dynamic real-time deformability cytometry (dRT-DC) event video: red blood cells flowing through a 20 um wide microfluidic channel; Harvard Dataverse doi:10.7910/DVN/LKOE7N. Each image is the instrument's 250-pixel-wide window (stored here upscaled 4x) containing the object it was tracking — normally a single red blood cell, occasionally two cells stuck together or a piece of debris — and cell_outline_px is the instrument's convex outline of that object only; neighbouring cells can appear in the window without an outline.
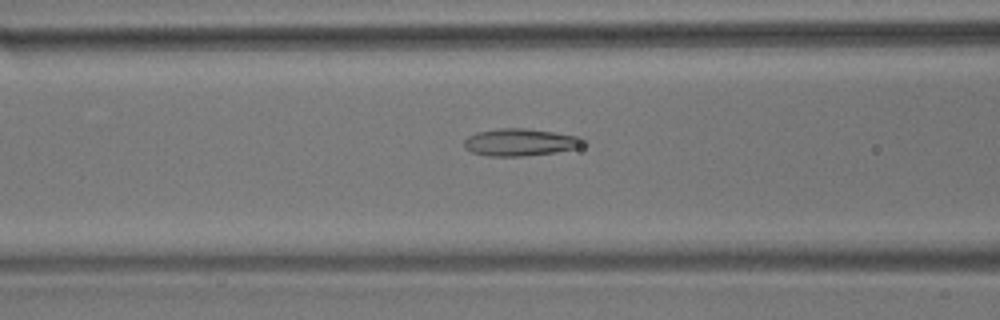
{"species": "common noctule bat (a hibernating species)", "species_latin": "Nyctalus noctula", "temperature_condition": "room temperature", "stored_images_in_passage": 51, "camera_frame_rate_fps": 3000, "um_per_image_px": 0.085, "animal": {"sex": "male", "body_mass_g": 17.9}, "frame": {"image": 1, "passage_image": 23, "time_ms": 7.333, "image_size_px": [1000, 320], "cell_outline_px": [[588, 144], [576, 148], [556, 152], [524, 156], [488, 156], [472, 152], [464, 148], [464, 140], [468, 136], [476, 132], [500, 128], [524, 128], [580, 136], [588, 140]], "centroid_in_image_um": [44.26, 12.09], "position_along_channel_um": 122.3, "area_um2": 19.13}}
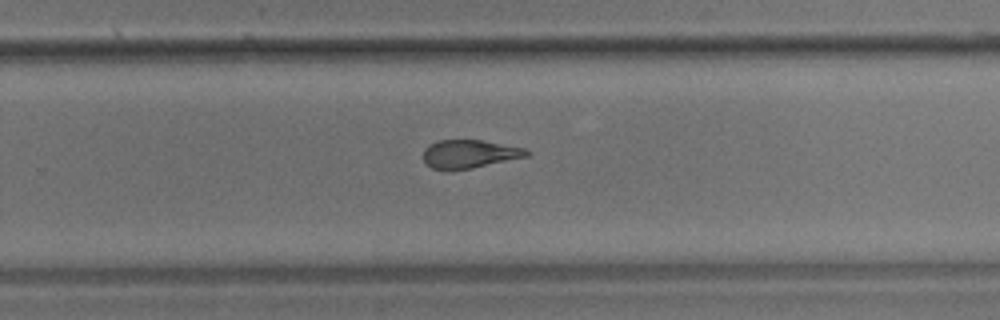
{"frame": {"image": 2, "passage_image": 37, "time_ms": 12.0, "image_size_px": [1000, 320], "cell_outline_px": [[532, 152], [528, 156], [472, 168], [432, 168], [424, 164], [424, 148], [428, 144], [436, 140], [484, 140], [524, 148]], "centroid_in_image_um": [39.91, 13.06], "position_along_channel_um": 289.9, "area_um2": 16.88}}
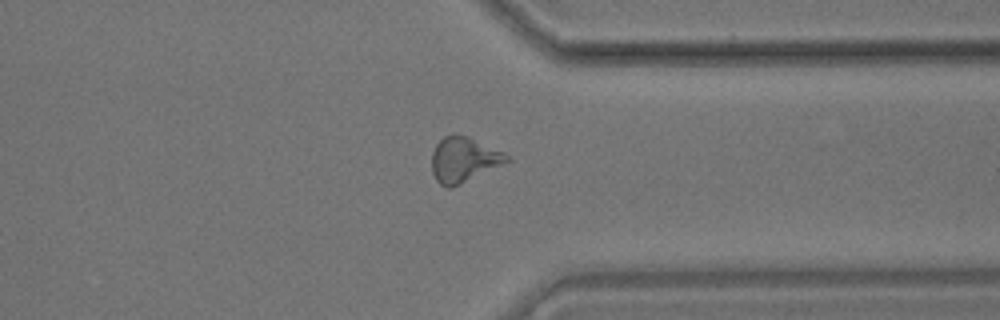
{"frame": {"image": 3, "passage_image": 44, "time_ms": 14.333, "image_size_px": [1000, 320], "cell_outline_px": [[512, 160], [452, 188], [448, 188], [440, 184], [436, 180], [432, 172], [432, 152], [436, 144], [444, 136], [456, 132], [468, 136], [508, 156]], "centroid_in_image_um": [39.37, 13.57], "position_along_channel_um": 372.0, "area_um2": 19.59}}